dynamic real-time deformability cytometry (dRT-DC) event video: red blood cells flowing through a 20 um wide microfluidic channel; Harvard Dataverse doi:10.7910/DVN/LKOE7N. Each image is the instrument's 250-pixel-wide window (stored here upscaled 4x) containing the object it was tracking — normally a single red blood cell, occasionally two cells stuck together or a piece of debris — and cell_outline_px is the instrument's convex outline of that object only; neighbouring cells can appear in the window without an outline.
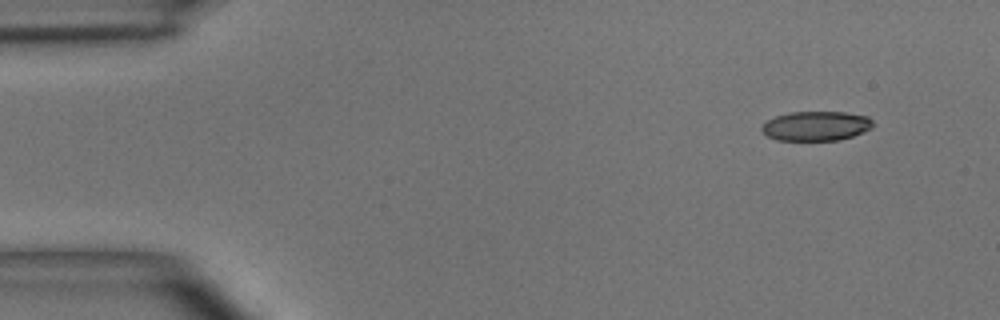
{"species": "common noctule bat (a hibernating species)", "species_latin": "Nyctalus noctula", "temperature_condition": "room temperature", "stored_images_in_passage": 4, "camera_frame_rate_fps": 3000, "um_per_image_px": 0.085, "animal": {"sex": "male", "body_mass_g": 15.6}, "frame": {"image": 1, "passage_image": 4, "time_ms": 4.333, "image_size_px": [1000, 320], "cell_outline_px": [[872, 128], [852, 136], [836, 140], [776, 140], [768, 136], [760, 128], [768, 120], [776, 116], [788, 112], [844, 112], [868, 116], [872, 120]], "centroid_in_image_um": [69.36, 10.7], "position_along_channel_um": 15.6, "area_um2": 18.96}}